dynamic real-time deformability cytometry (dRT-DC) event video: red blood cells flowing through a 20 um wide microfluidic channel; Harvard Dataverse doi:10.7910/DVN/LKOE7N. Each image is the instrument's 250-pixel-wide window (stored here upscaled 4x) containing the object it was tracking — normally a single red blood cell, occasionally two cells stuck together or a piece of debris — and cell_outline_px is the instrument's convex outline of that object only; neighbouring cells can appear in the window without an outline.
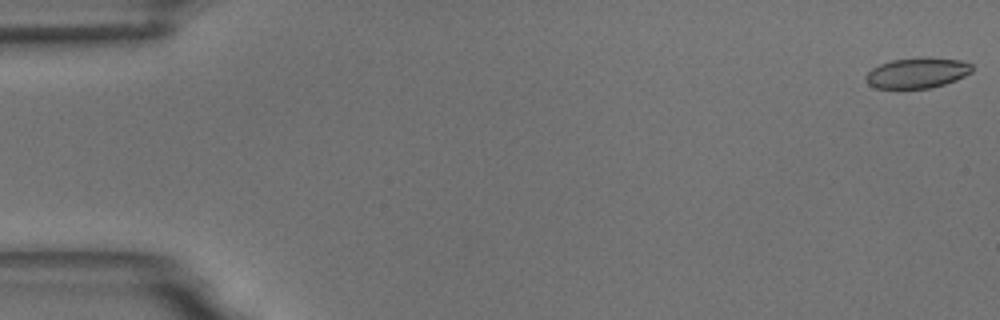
{"species": "common noctule bat (a hibernating species)", "species_latin": "Nyctalus noctula", "temperature_condition": "room temperature", "stored_images_in_passage": 11, "camera_frame_rate_fps": 3000, "um_per_image_px": 0.085, "animal": {"sex": "male", "body_mass_g": 18.8}, "frame": {"image": 1, "passage_image": 1, "time_ms": 0.0, "image_size_px": [1000, 320], "cell_outline_px": [[972, 72], [956, 80], [932, 88], [876, 88], [868, 84], [864, 80], [864, 76], [872, 68], [880, 64], [892, 60], [924, 56], [960, 60], [972, 64]], "centroid_in_image_um": [77.95, 6.19], "position_along_channel_um": 7.0, "area_um2": 19.07}}